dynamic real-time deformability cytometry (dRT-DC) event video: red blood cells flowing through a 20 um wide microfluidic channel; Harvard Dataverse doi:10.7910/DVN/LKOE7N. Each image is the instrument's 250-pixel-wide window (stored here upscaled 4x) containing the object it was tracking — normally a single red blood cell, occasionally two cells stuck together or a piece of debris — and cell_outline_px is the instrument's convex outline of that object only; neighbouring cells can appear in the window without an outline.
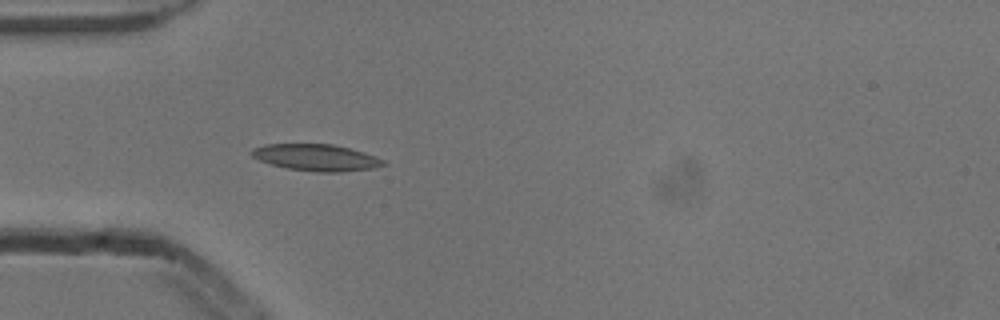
{"species": "common noctule bat (a hibernating species)", "species_latin": "Nyctalus noctula", "temperature_condition": "cold", "stored_images_in_passage": 41, "camera_frame_rate_fps": 3000, "um_per_image_px": 0.085, "animal": {"sex": "male", "body_mass_g": 13.3}, "frame": {"image": 1, "passage_image": 4, "time_ms": 1.0, "image_size_px": [1000, 320], "cell_outline_px": [[388, 164], [372, 168], [340, 172], [316, 172], [288, 168], [272, 164], [260, 160], [252, 156], [248, 152], [252, 148], [264, 144], [332, 144], [364, 152], [376, 156], [384, 160]], "centroid_in_image_um": [26.87, 13.38], "position_along_channel_um": 58.1, "area_um2": 20.4}}
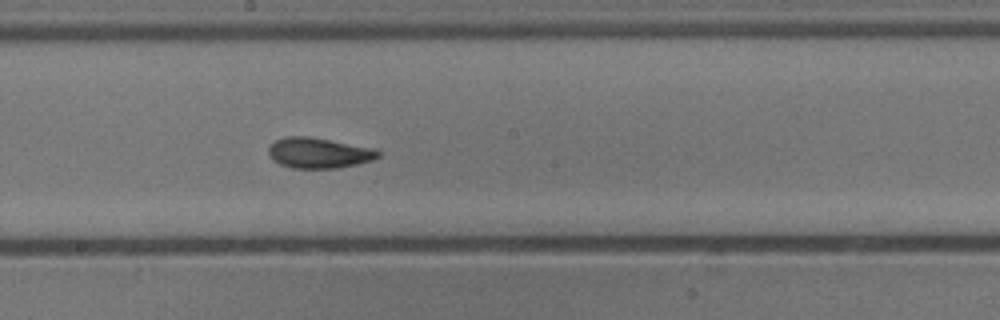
{"frame": {"image": 2, "passage_image": 17, "time_ms": 5.333, "image_size_px": [1000, 320], "cell_outline_px": [[380, 156], [372, 160], [356, 164], [336, 168], [292, 168], [280, 164], [268, 152], [268, 148], [276, 140], [284, 136], [308, 136], [376, 148], [380, 152]], "centroid_in_image_um": [27.13, 12.99], "position_along_channel_um": 221.1, "area_um2": 19.36}}
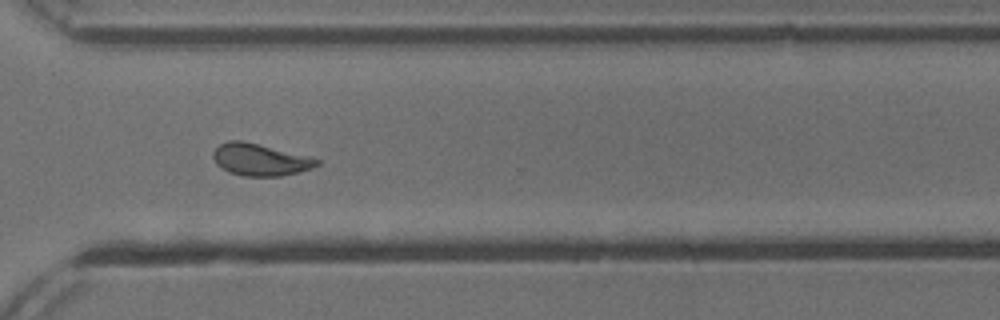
{"frame": {"image": 3, "passage_image": 27, "time_ms": 8.667, "image_size_px": [1000, 320], "cell_outline_px": [[320, 164], [312, 168], [300, 172], [280, 176], [244, 176], [228, 172], [216, 164], [212, 156], [212, 152], [220, 144], [228, 140], [244, 140], [320, 160]], "centroid_in_image_um": [22.06, 13.57], "position_along_channel_um": 348.5, "area_um2": 19.25}, "authors_computed_cell_mechanics": {"area_um2": 19.2474, "velocity_mm_per_s": 3.8312, "shape_relaxation_time_tau1_ms": 3.4634, "shape_relaxation_time_tau2_ms": 1.8035, "deformation_change_tau1": 0.1319, "deformation_change_tau2": 0.0713}}